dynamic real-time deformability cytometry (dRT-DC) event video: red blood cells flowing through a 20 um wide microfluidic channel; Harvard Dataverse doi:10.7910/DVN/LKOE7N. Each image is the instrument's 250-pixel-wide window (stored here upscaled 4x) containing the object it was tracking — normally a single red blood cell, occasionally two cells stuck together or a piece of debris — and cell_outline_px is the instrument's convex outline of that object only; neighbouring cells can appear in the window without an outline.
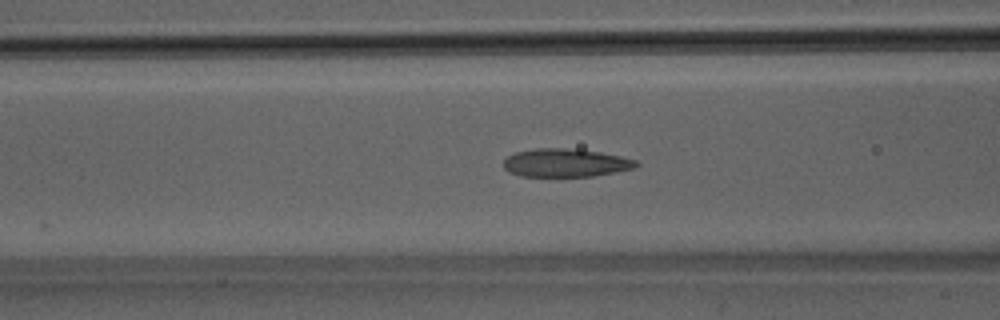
{"species": "Egyptian fruit bat (a non-hibernating species)", "species_latin": "Rousettus aegyptiacus", "temperature_condition": "room temperature", "stored_images_in_passage": 16, "camera_frame_rate_fps": 3000, "um_per_image_px": 0.085, "animal": {"sex": "male"}, "frame": {"image": 1, "passage_image": 9, "time_ms": 2.667, "image_size_px": [1000, 320], "cell_outline_px": [[640, 164], [636, 168], [616, 172], [592, 176], [520, 176], [508, 172], [504, 168], [504, 160], [508, 156], [516, 152], [536, 148], [564, 148], [600, 152], [620, 156], [636, 160]], "centroid_in_image_um": [48.08, 13.84], "position_along_channel_um": 118.5, "area_um2": 21.79}}